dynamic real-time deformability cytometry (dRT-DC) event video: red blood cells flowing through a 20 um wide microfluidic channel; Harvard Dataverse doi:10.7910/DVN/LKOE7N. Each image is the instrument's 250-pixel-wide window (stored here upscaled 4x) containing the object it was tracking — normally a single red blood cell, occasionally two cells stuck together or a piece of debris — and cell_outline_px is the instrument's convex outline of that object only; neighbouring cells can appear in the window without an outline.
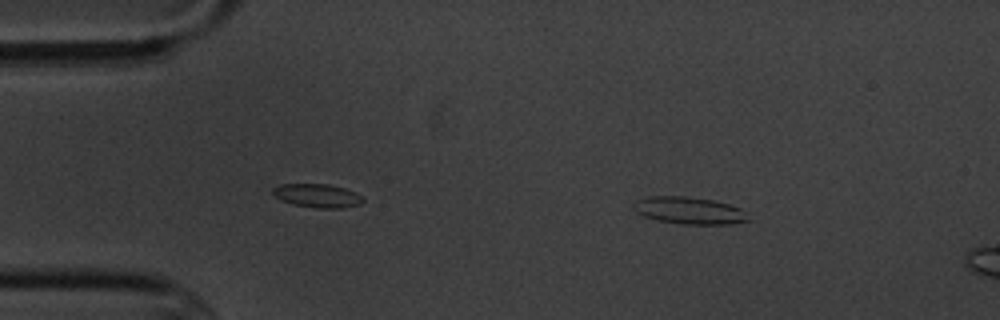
{"species": "common noctule bat (a hibernating species)", "species_latin": "Nyctalus noctula", "temperature_condition": "cold", "stored_images_in_passage": 3, "camera_frame_rate_fps": 3000, "um_per_image_px": 0.085, "animal": {"sex": "male", "body_mass_g": 20.1, "forearm_length_mm": 53.5}, "frame": {"image": 1, "passage_image": 1, "time_ms": 0.0, "image_size_px": [1000, 320], "cell_outline_px": [[752, 220], [732, 224], [684, 224], [656, 220], [644, 216], [636, 212], [632, 208], [636, 200], [648, 196], [688, 196], [712, 200], [728, 204], [740, 208]], "centroid_in_image_um": [58.57, 17.89], "position_along_channel_um": 26.4, "area_um2": 18.21}}